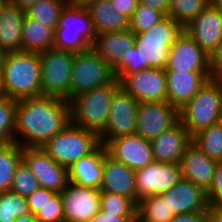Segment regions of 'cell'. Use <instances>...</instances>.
<instances>
[{"instance_id":"39","label":"cell","mask_w":222,"mask_h":222,"mask_svg":"<svg viewBox=\"0 0 222 222\" xmlns=\"http://www.w3.org/2000/svg\"><path fill=\"white\" fill-rule=\"evenodd\" d=\"M144 52L136 45L128 50L121 62L113 69L115 76L118 74H132L140 70L146 69L147 64L144 62Z\"/></svg>"},{"instance_id":"13","label":"cell","mask_w":222,"mask_h":222,"mask_svg":"<svg viewBox=\"0 0 222 222\" xmlns=\"http://www.w3.org/2000/svg\"><path fill=\"white\" fill-rule=\"evenodd\" d=\"M22 161L40 187L61 193L69 183L68 169L54 161L42 148H22Z\"/></svg>"},{"instance_id":"56","label":"cell","mask_w":222,"mask_h":222,"mask_svg":"<svg viewBox=\"0 0 222 222\" xmlns=\"http://www.w3.org/2000/svg\"><path fill=\"white\" fill-rule=\"evenodd\" d=\"M220 122L222 123V104H221V116H220Z\"/></svg>"},{"instance_id":"44","label":"cell","mask_w":222,"mask_h":222,"mask_svg":"<svg viewBox=\"0 0 222 222\" xmlns=\"http://www.w3.org/2000/svg\"><path fill=\"white\" fill-rule=\"evenodd\" d=\"M89 222H136V216H118L100 209Z\"/></svg>"},{"instance_id":"24","label":"cell","mask_w":222,"mask_h":222,"mask_svg":"<svg viewBox=\"0 0 222 222\" xmlns=\"http://www.w3.org/2000/svg\"><path fill=\"white\" fill-rule=\"evenodd\" d=\"M107 154L103 144H99L91 153L81 157L68 167V180L79 186L100 189L103 174V160Z\"/></svg>"},{"instance_id":"35","label":"cell","mask_w":222,"mask_h":222,"mask_svg":"<svg viewBox=\"0 0 222 222\" xmlns=\"http://www.w3.org/2000/svg\"><path fill=\"white\" fill-rule=\"evenodd\" d=\"M29 213L27 199L11 191L0 193V222H14Z\"/></svg>"},{"instance_id":"23","label":"cell","mask_w":222,"mask_h":222,"mask_svg":"<svg viewBox=\"0 0 222 222\" xmlns=\"http://www.w3.org/2000/svg\"><path fill=\"white\" fill-rule=\"evenodd\" d=\"M217 163L191 142L186 147L179 163L182 178L206 191L211 185Z\"/></svg>"},{"instance_id":"22","label":"cell","mask_w":222,"mask_h":222,"mask_svg":"<svg viewBox=\"0 0 222 222\" xmlns=\"http://www.w3.org/2000/svg\"><path fill=\"white\" fill-rule=\"evenodd\" d=\"M100 190L125 196L136 205L140 200L136 195L135 171L125 164L115 161L107 154L103 160Z\"/></svg>"},{"instance_id":"31","label":"cell","mask_w":222,"mask_h":222,"mask_svg":"<svg viewBox=\"0 0 222 222\" xmlns=\"http://www.w3.org/2000/svg\"><path fill=\"white\" fill-rule=\"evenodd\" d=\"M192 142L209 158L222 162V123L204 128L192 136Z\"/></svg>"},{"instance_id":"40","label":"cell","mask_w":222,"mask_h":222,"mask_svg":"<svg viewBox=\"0 0 222 222\" xmlns=\"http://www.w3.org/2000/svg\"><path fill=\"white\" fill-rule=\"evenodd\" d=\"M34 216L36 222H65L61 194L56 193Z\"/></svg>"},{"instance_id":"17","label":"cell","mask_w":222,"mask_h":222,"mask_svg":"<svg viewBox=\"0 0 222 222\" xmlns=\"http://www.w3.org/2000/svg\"><path fill=\"white\" fill-rule=\"evenodd\" d=\"M165 71H209V55L183 30L169 50Z\"/></svg>"},{"instance_id":"18","label":"cell","mask_w":222,"mask_h":222,"mask_svg":"<svg viewBox=\"0 0 222 222\" xmlns=\"http://www.w3.org/2000/svg\"><path fill=\"white\" fill-rule=\"evenodd\" d=\"M184 31L210 55L222 41V14L210 3Z\"/></svg>"},{"instance_id":"43","label":"cell","mask_w":222,"mask_h":222,"mask_svg":"<svg viewBox=\"0 0 222 222\" xmlns=\"http://www.w3.org/2000/svg\"><path fill=\"white\" fill-rule=\"evenodd\" d=\"M209 77L222 83V41L209 55Z\"/></svg>"},{"instance_id":"52","label":"cell","mask_w":222,"mask_h":222,"mask_svg":"<svg viewBox=\"0 0 222 222\" xmlns=\"http://www.w3.org/2000/svg\"><path fill=\"white\" fill-rule=\"evenodd\" d=\"M210 3L222 14V0H210Z\"/></svg>"},{"instance_id":"54","label":"cell","mask_w":222,"mask_h":222,"mask_svg":"<svg viewBox=\"0 0 222 222\" xmlns=\"http://www.w3.org/2000/svg\"><path fill=\"white\" fill-rule=\"evenodd\" d=\"M4 55H5V51L0 47V66H1L2 60L4 58Z\"/></svg>"},{"instance_id":"19","label":"cell","mask_w":222,"mask_h":222,"mask_svg":"<svg viewBox=\"0 0 222 222\" xmlns=\"http://www.w3.org/2000/svg\"><path fill=\"white\" fill-rule=\"evenodd\" d=\"M167 206L176 214L208 211L206 191L186 179H180L170 190L160 194Z\"/></svg>"},{"instance_id":"8","label":"cell","mask_w":222,"mask_h":222,"mask_svg":"<svg viewBox=\"0 0 222 222\" xmlns=\"http://www.w3.org/2000/svg\"><path fill=\"white\" fill-rule=\"evenodd\" d=\"M116 79L113 69L92 49L74 54L70 76V100L106 86Z\"/></svg>"},{"instance_id":"3","label":"cell","mask_w":222,"mask_h":222,"mask_svg":"<svg viewBox=\"0 0 222 222\" xmlns=\"http://www.w3.org/2000/svg\"><path fill=\"white\" fill-rule=\"evenodd\" d=\"M119 88L116 78L106 86L73 97L69 101L70 123L99 135L107 125L110 104Z\"/></svg>"},{"instance_id":"4","label":"cell","mask_w":222,"mask_h":222,"mask_svg":"<svg viewBox=\"0 0 222 222\" xmlns=\"http://www.w3.org/2000/svg\"><path fill=\"white\" fill-rule=\"evenodd\" d=\"M95 36L87 7L67 2L54 30L53 48L73 53L83 52L91 48Z\"/></svg>"},{"instance_id":"7","label":"cell","mask_w":222,"mask_h":222,"mask_svg":"<svg viewBox=\"0 0 222 222\" xmlns=\"http://www.w3.org/2000/svg\"><path fill=\"white\" fill-rule=\"evenodd\" d=\"M184 28L166 16L163 20L139 34H134L135 45L142 49L147 68L165 69L169 50Z\"/></svg>"},{"instance_id":"12","label":"cell","mask_w":222,"mask_h":222,"mask_svg":"<svg viewBox=\"0 0 222 222\" xmlns=\"http://www.w3.org/2000/svg\"><path fill=\"white\" fill-rule=\"evenodd\" d=\"M179 121V110L168 102H139L136 134L152 141Z\"/></svg>"},{"instance_id":"9","label":"cell","mask_w":222,"mask_h":222,"mask_svg":"<svg viewBox=\"0 0 222 222\" xmlns=\"http://www.w3.org/2000/svg\"><path fill=\"white\" fill-rule=\"evenodd\" d=\"M73 52L51 48L39 53L42 95L70 101Z\"/></svg>"},{"instance_id":"50","label":"cell","mask_w":222,"mask_h":222,"mask_svg":"<svg viewBox=\"0 0 222 222\" xmlns=\"http://www.w3.org/2000/svg\"><path fill=\"white\" fill-rule=\"evenodd\" d=\"M14 222H36L35 216L31 213H27L25 215H21L20 217L16 218Z\"/></svg>"},{"instance_id":"47","label":"cell","mask_w":222,"mask_h":222,"mask_svg":"<svg viewBox=\"0 0 222 222\" xmlns=\"http://www.w3.org/2000/svg\"><path fill=\"white\" fill-rule=\"evenodd\" d=\"M168 1L169 0H138V4L145 5L168 16Z\"/></svg>"},{"instance_id":"20","label":"cell","mask_w":222,"mask_h":222,"mask_svg":"<svg viewBox=\"0 0 222 222\" xmlns=\"http://www.w3.org/2000/svg\"><path fill=\"white\" fill-rule=\"evenodd\" d=\"M168 103L181 109L207 82L209 71H165Z\"/></svg>"},{"instance_id":"38","label":"cell","mask_w":222,"mask_h":222,"mask_svg":"<svg viewBox=\"0 0 222 222\" xmlns=\"http://www.w3.org/2000/svg\"><path fill=\"white\" fill-rule=\"evenodd\" d=\"M38 187V180L21 160L15 169L10 191L26 198Z\"/></svg>"},{"instance_id":"6","label":"cell","mask_w":222,"mask_h":222,"mask_svg":"<svg viewBox=\"0 0 222 222\" xmlns=\"http://www.w3.org/2000/svg\"><path fill=\"white\" fill-rule=\"evenodd\" d=\"M100 144L98 135L69 123L53 136L42 149L58 164L68 169L73 163L91 153Z\"/></svg>"},{"instance_id":"36","label":"cell","mask_w":222,"mask_h":222,"mask_svg":"<svg viewBox=\"0 0 222 222\" xmlns=\"http://www.w3.org/2000/svg\"><path fill=\"white\" fill-rule=\"evenodd\" d=\"M100 209L118 216H136L137 205L125 196L101 191Z\"/></svg>"},{"instance_id":"1","label":"cell","mask_w":222,"mask_h":222,"mask_svg":"<svg viewBox=\"0 0 222 222\" xmlns=\"http://www.w3.org/2000/svg\"><path fill=\"white\" fill-rule=\"evenodd\" d=\"M70 123L69 102L52 96L17 100L14 142L22 148H42Z\"/></svg>"},{"instance_id":"48","label":"cell","mask_w":222,"mask_h":222,"mask_svg":"<svg viewBox=\"0 0 222 222\" xmlns=\"http://www.w3.org/2000/svg\"><path fill=\"white\" fill-rule=\"evenodd\" d=\"M209 222H222V204H209Z\"/></svg>"},{"instance_id":"21","label":"cell","mask_w":222,"mask_h":222,"mask_svg":"<svg viewBox=\"0 0 222 222\" xmlns=\"http://www.w3.org/2000/svg\"><path fill=\"white\" fill-rule=\"evenodd\" d=\"M192 142V136L178 121L157 138L150 141L154 161L179 164L186 147Z\"/></svg>"},{"instance_id":"34","label":"cell","mask_w":222,"mask_h":222,"mask_svg":"<svg viewBox=\"0 0 222 222\" xmlns=\"http://www.w3.org/2000/svg\"><path fill=\"white\" fill-rule=\"evenodd\" d=\"M17 100L0 96V144L14 142Z\"/></svg>"},{"instance_id":"33","label":"cell","mask_w":222,"mask_h":222,"mask_svg":"<svg viewBox=\"0 0 222 222\" xmlns=\"http://www.w3.org/2000/svg\"><path fill=\"white\" fill-rule=\"evenodd\" d=\"M209 4L210 0H169L168 16L184 28Z\"/></svg>"},{"instance_id":"45","label":"cell","mask_w":222,"mask_h":222,"mask_svg":"<svg viewBox=\"0 0 222 222\" xmlns=\"http://www.w3.org/2000/svg\"><path fill=\"white\" fill-rule=\"evenodd\" d=\"M169 222H209L208 211L176 214Z\"/></svg>"},{"instance_id":"41","label":"cell","mask_w":222,"mask_h":222,"mask_svg":"<svg viewBox=\"0 0 222 222\" xmlns=\"http://www.w3.org/2000/svg\"><path fill=\"white\" fill-rule=\"evenodd\" d=\"M55 194V191L39 186L26 197L29 213L35 215Z\"/></svg>"},{"instance_id":"32","label":"cell","mask_w":222,"mask_h":222,"mask_svg":"<svg viewBox=\"0 0 222 222\" xmlns=\"http://www.w3.org/2000/svg\"><path fill=\"white\" fill-rule=\"evenodd\" d=\"M67 2L68 0H37L25 14L28 18L55 30L61 10Z\"/></svg>"},{"instance_id":"26","label":"cell","mask_w":222,"mask_h":222,"mask_svg":"<svg viewBox=\"0 0 222 222\" xmlns=\"http://www.w3.org/2000/svg\"><path fill=\"white\" fill-rule=\"evenodd\" d=\"M25 11L6 1L0 9V47L5 52L22 51Z\"/></svg>"},{"instance_id":"53","label":"cell","mask_w":222,"mask_h":222,"mask_svg":"<svg viewBox=\"0 0 222 222\" xmlns=\"http://www.w3.org/2000/svg\"><path fill=\"white\" fill-rule=\"evenodd\" d=\"M0 96H4L2 68H1V66H0Z\"/></svg>"},{"instance_id":"15","label":"cell","mask_w":222,"mask_h":222,"mask_svg":"<svg viewBox=\"0 0 222 222\" xmlns=\"http://www.w3.org/2000/svg\"><path fill=\"white\" fill-rule=\"evenodd\" d=\"M104 147L108 156L133 171L142 169L154 161L150 141L136 133L108 140Z\"/></svg>"},{"instance_id":"2","label":"cell","mask_w":222,"mask_h":222,"mask_svg":"<svg viewBox=\"0 0 222 222\" xmlns=\"http://www.w3.org/2000/svg\"><path fill=\"white\" fill-rule=\"evenodd\" d=\"M1 68L4 96L15 100L42 96L39 54L5 52Z\"/></svg>"},{"instance_id":"51","label":"cell","mask_w":222,"mask_h":222,"mask_svg":"<svg viewBox=\"0 0 222 222\" xmlns=\"http://www.w3.org/2000/svg\"><path fill=\"white\" fill-rule=\"evenodd\" d=\"M93 1H96V0H68V2L73 5L85 6V7H87Z\"/></svg>"},{"instance_id":"49","label":"cell","mask_w":222,"mask_h":222,"mask_svg":"<svg viewBox=\"0 0 222 222\" xmlns=\"http://www.w3.org/2000/svg\"><path fill=\"white\" fill-rule=\"evenodd\" d=\"M37 0H10L12 4L26 11L28 8L33 5Z\"/></svg>"},{"instance_id":"29","label":"cell","mask_w":222,"mask_h":222,"mask_svg":"<svg viewBox=\"0 0 222 222\" xmlns=\"http://www.w3.org/2000/svg\"><path fill=\"white\" fill-rule=\"evenodd\" d=\"M174 215L160 195L143 197L137 203L136 222H169Z\"/></svg>"},{"instance_id":"27","label":"cell","mask_w":222,"mask_h":222,"mask_svg":"<svg viewBox=\"0 0 222 222\" xmlns=\"http://www.w3.org/2000/svg\"><path fill=\"white\" fill-rule=\"evenodd\" d=\"M87 9L95 34L125 31L129 28V19L113 7L111 0L93 1Z\"/></svg>"},{"instance_id":"5","label":"cell","mask_w":222,"mask_h":222,"mask_svg":"<svg viewBox=\"0 0 222 222\" xmlns=\"http://www.w3.org/2000/svg\"><path fill=\"white\" fill-rule=\"evenodd\" d=\"M222 83L209 79L198 92L179 109V121L193 136L200 130L220 122Z\"/></svg>"},{"instance_id":"25","label":"cell","mask_w":222,"mask_h":222,"mask_svg":"<svg viewBox=\"0 0 222 222\" xmlns=\"http://www.w3.org/2000/svg\"><path fill=\"white\" fill-rule=\"evenodd\" d=\"M134 46V33L128 29L96 34L91 48L114 69L121 62L124 54Z\"/></svg>"},{"instance_id":"55","label":"cell","mask_w":222,"mask_h":222,"mask_svg":"<svg viewBox=\"0 0 222 222\" xmlns=\"http://www.w3.org/2000/svg\"><path fill=\"white\" fill-rule=\"evenodd\" d=\"M5 2H6L5 0H0V9Z\"/></svg>"},{"instance_id":"28","label":"cell","mask_w":222,"mask_h":222,"mask_svg":"<svg viewBox=\"0 0 222 222\" xmlns=\"http://www.w3.org/2000/svg\"><path fill=\"white\" fill-rule=\"evenodd\" d=\"M54 30L25 15L22 25V51L43 53L53 48Z\"/></svg>"},{"instance_id":"37","label":"cell","mask_w":222,"mask_h":222,"mask_svg":"<svg viewBox=\"0 0 222 222\" xmlns=\"http://www.w3.org/2000/svg\"><path fill=\"white\" fill-rule=\"evenodd\" d=\"M165 17L162 12H158L142 4H137L136 10L129 19L128 29L134 34H139L150 29Z\"/></svg>"},{"instance_id":"11","label":"cell","mask_w":222,"mask_h":222,"mask_svg":"<svg viewBox=\"0 0 222 222\" xmlns=\"http://www.w3.org/2000/svg\"><path fill=\"white\" fill-rule=\"evenodd\" d=\"M139 102L130 94L119 88L113 95L108 121L105 129L98 135L99 142L105 144L108 140L119 136L136 133V111Z\"/></svg>"},{"instance_id":"42","label":"cell","mask_w":222,"mask_h":222,"mask_svg":"<svg viewBox=\"0 0 222 222\" xmlns=\"http://www.w3.org/2000/svg\"><path fill=\"white\" fill-rule=\"evenodd\" d=\"M209 204H222V162H218L210 187L206 190Z\"/></svg>"},{"instance_id":"16","label":"cell","mask_w":222,"mask_h":222,"mask_svg":"<svg viewBox=\"0 0 222 222\" xmlns=\"http://www.w3.org/2000/svg\"><path fill=\"white\" fill-rule=\"evenodd\" d=\"M60 194L65 222H89L100 210V189L69 182Z\"/></svg>"},{"instance_id":"10","label":"cell","mask_w":222,"mask_h":222,"mask_svg":"<svg viewBox=\"0 0 222 222\" xmlns=\"http://www.w3.org/2000/svg\"><path fill=\"white\" fill-rule=\"evenodd\" d=\"M116 78L120 88L138 102H168L165 69L146 68Z\"/></svg>"},{"instance_id":"14","label":"cell","mask_w":222,"mask_h":222,"mask_svg":"<svg viewBox=\"0 0 222 222\" xmlns=\"http://www.w3.org/2000/svg\"><path fill=\"white\" fill-rule=\"evenodd\" d=\"M180 179L182 174L179 164L153 161L135 171L136 195L139 199L160 195L170 190Z\"/></svg>"},{"instance_id":"46","label":"cell","mask_w":222,"mask_h":222,"mask_svg":"<svg viewBox=\"0 0 222 222\" xmlns=\"http://www.w3.org/2000/svg\"><path fill=\"white\" fill-rule=\"evenodd\" d=\"M113 7L128 19L136 10L138 0H111Z\"/></svg>"},{"instance_id":"30","label":"cell","mask_w":222,"mask_h":222,"mask_svg":"<svg viewBox=\"0 0 222 222\" xmlns=\"http://www.w3.org/2000/svg\"><path fill=\"white\" fill-rule=\"evenodd\" d=\"M22 160V147L16 142L0 145V193L11 190L17 165Z\"/></svg>"}]
</instances>
